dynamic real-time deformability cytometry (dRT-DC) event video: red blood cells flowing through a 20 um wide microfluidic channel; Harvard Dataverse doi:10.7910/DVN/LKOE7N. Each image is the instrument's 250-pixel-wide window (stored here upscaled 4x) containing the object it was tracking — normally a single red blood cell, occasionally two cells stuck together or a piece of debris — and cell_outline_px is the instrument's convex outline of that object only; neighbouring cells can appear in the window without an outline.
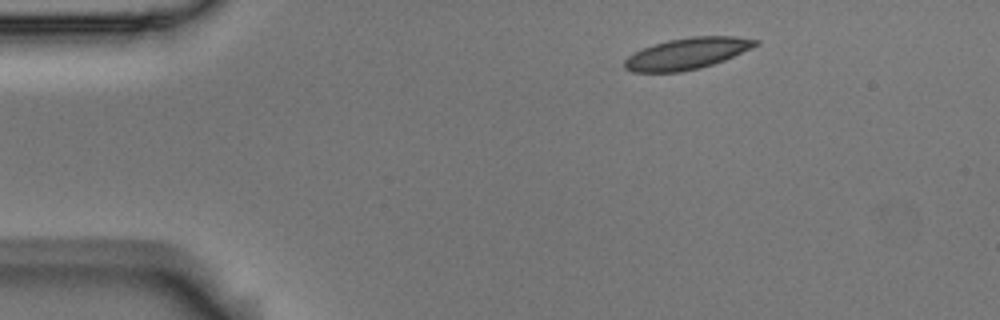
{"species": "Egyptian fruit bat (a non-hibernating species)", "species_latin": "Rousettus aegyptiacus", "temperature_condition": "room temperature", "stored_images_in_passage": 3, "camera_frame_rate_fps": 3000, "um_per_image_px": 0.085, "animal": {"sex": "male"}, "frame": {"image": 1, "passage_image": 1, "time_ms": 0.0, "image_size_px": [1000, 320], "cell_outline_px": [[760, 44], [724, 60], [700, 68], [680, 72], [632, 72], [624, 68], [624, 60], [628, 56], [644, 48], [668, 40], [692, 36], [736, 36], [760, 40]], "centroid_in_image_um": [58.42, 4.55], "position_along_channel_um": 26.6, "area_um2": 23.81}}